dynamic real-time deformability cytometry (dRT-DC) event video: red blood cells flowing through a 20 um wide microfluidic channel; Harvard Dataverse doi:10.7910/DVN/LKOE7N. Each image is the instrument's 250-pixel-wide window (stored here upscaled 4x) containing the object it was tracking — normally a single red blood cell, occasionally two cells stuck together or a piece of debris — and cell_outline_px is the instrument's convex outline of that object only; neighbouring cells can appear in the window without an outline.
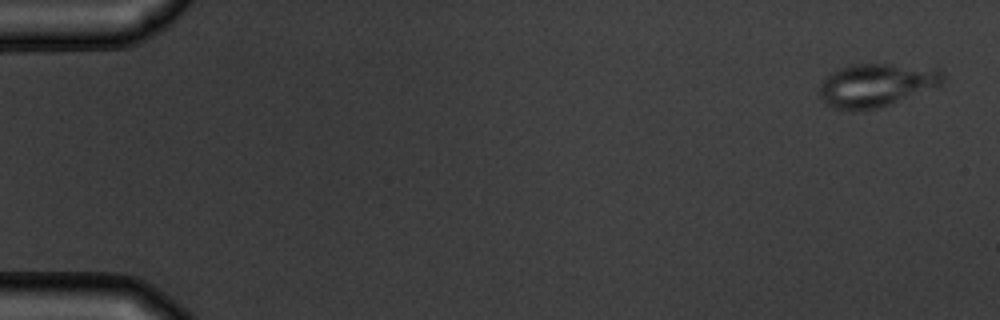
{"species": "common noctule bat (a hibernating species)", "species_latin": "Nyctalus noctula", "temperature_condition": "warm", "stored_images_in_passage": 5, "camera_frame_rate_fps": 3000, "um_per_image_px": 0.085, "animal": {"sex": "male", "body_mass_g": 19.5, "forearm_length_mm": 54.6}, "frame": {"image": 1, "passage_image": 1, "time_ms": 0.0, "image_size_px": [1000, 320], "cell_outline_px": [[944, 80], [936, 88], [880, 108], [832, 108], [820, 96], [820, 84], [824, 76], [848, 64], [892, 64], [940, 68], [944, 72]], "centroid_in_image_um": [74.55, 7.19], "position_along_channel_um": 10.4, "area_um2": 31.1}}